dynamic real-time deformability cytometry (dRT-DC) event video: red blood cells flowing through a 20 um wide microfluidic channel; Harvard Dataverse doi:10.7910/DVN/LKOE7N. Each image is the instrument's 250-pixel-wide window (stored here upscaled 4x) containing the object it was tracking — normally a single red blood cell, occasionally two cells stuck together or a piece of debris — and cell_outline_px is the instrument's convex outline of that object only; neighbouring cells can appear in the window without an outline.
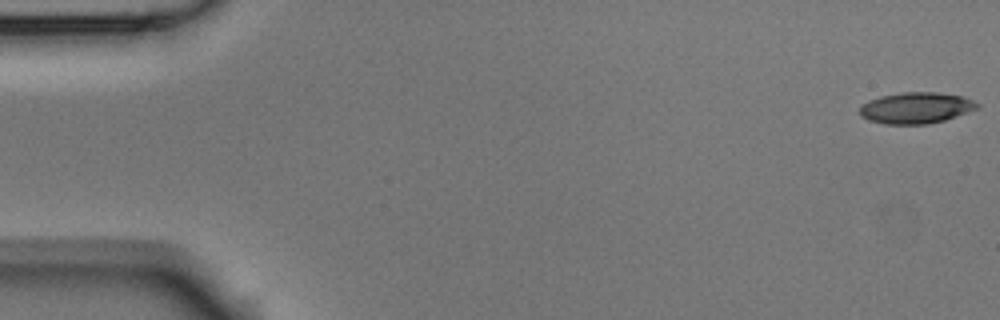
{"species": "Egyptian fruit bat (a non-hibernating species)", "species_latin": "Rousettus aegyptiacus", "temperature_condition": "room temperature", "stored_images_in_passage": 53, "camera_frame_rate_fps": 3000, "um_per_image_px": 0.085, "animal": {"sex": "male"}, "frame": {"image": 1, "passage_image": 1, "time_ms": 0.0, "image_size_px": [1000, 320], "cell_outline_px": [[980, 108], [944, 120], [928, 124], [884, 124], [868, 120], [860, 116], [860, 108], [868, 100], [880, 96], [904, 92], [936, 92], [960, 96], [972, 100], [980, 104]], "centroid_in_image_um": [77.86, 9.17], "position_along_channel_um": 7.1, "area_um2": 21.33}}
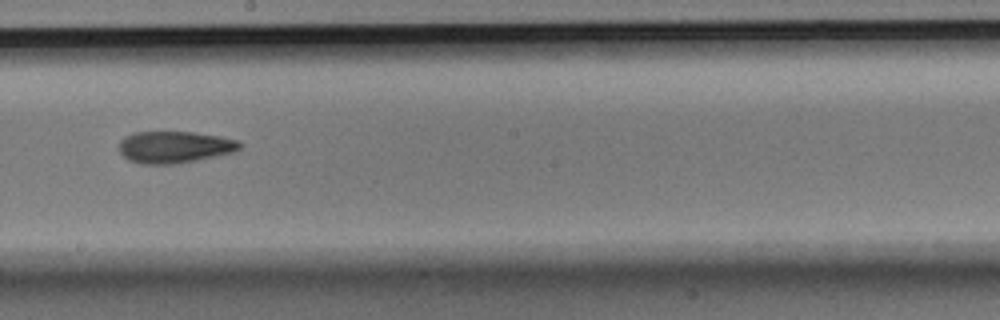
{"frame": {"image": 2, "passage_image": 30, "time_ms": 9.667, "image_size_px": [1000, 320], "cell_outline_px": [[244, 144], [240, 148], [232, 152], [196, 160], [172, 164], [140, 164], [128, 160], [120, 152], [120, 140], [124, 136], [132, 132], [192, 132], [220, 136], [236, 140]], "centroid_in_image_um": [14.8, 12.49], "position_along_channel_um": 233.4, "area_um2": 22.31}}
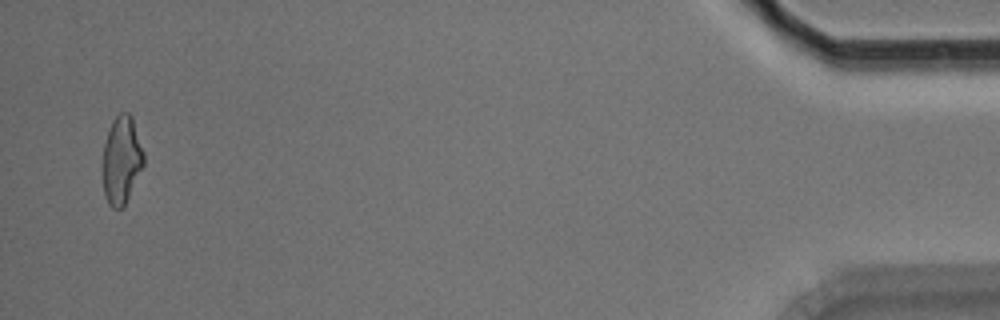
{"frame": {"image": 3, "passage_image": 52, "time_ms": 17.0, "image_size_px": [1000, 320], "cell_outline_px": [[144, 164], [124, 204], [120, 208], [112, 208], [108, 204], [104, 196], [100, 164], [104, 144], [112, 120], [120, 112], [128, 112], [132, 116], [144, 152]], "centroid_in_image_um": [10.29, 13.59], "position_along_channel_um": 424.9, "area_um2": 21.33}, "authors_computed_cell_mechanics": {"area_um2": 21.7906, "velocity_mm_per_s": 3.7837, "shape_relaxation_time_tau1_ms": 7.9959, "shape_relaxation_time_tau2_ms": 7.5665, "deformation_change_tau1": 0.1959, "deformation_change_tau2": 0.1832}}